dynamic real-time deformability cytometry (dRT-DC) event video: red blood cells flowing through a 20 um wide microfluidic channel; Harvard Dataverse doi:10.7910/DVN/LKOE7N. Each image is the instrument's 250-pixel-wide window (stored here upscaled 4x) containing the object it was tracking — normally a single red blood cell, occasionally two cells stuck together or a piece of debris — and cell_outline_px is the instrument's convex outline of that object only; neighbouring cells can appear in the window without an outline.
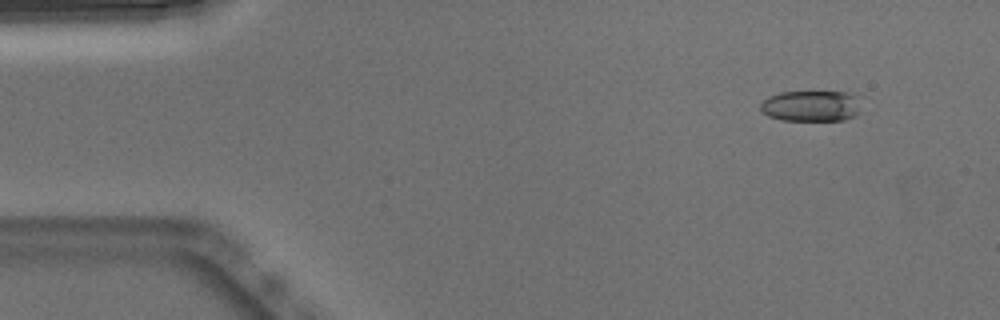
{"species": "Egyptian fruit bat (a non-hibernating species)", "species_latin": "Rousettus aegyptiacus", "temperature_condition": "warm", "stored_images_in_passage": 51, "camera_frame_rate_fps": 3000, "um_per_image_px": 0.085, "animal": {"sex": "male"}, "frame": {"image": 1, "passage_image": 4, "time_ms": 1.0, "image_size_px": [1000, 320], "cell_outline_px": [[860, 112], [856, 116], [844, 120], [780, 120], [768, 116], [760, 108], [760, 104], [768, 96], [780, 92], [844, 92], [852, 96]], "centroid_in_image_um": [68.87, 9.02], "position_along_channel_um": 16.1, "area_um2": 17.8}}
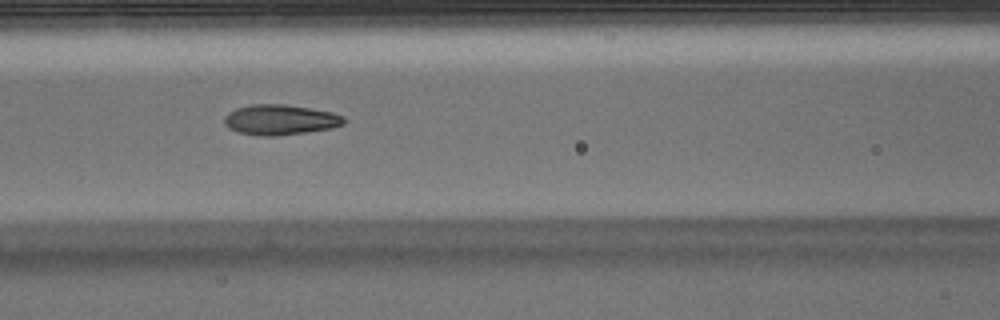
{"frame": {"image": 2, "passage_image": 21, "time_ms": 6.667, "image_size_px": [1000, 320], "cell_outline_px": [[344, 124], [332, 128], [308, 132], [276, 136], [256, 136], [240, 132], [228, 128], [224, 124], [224, 116], [228, 112], [236, 108], [252, 104], [284, 104], [332, 112], [344, 116]], "centroid_in_image_um": [23.79, 10.18], "position_along_channel_um": 142.8, "area_um2": 21.21}}
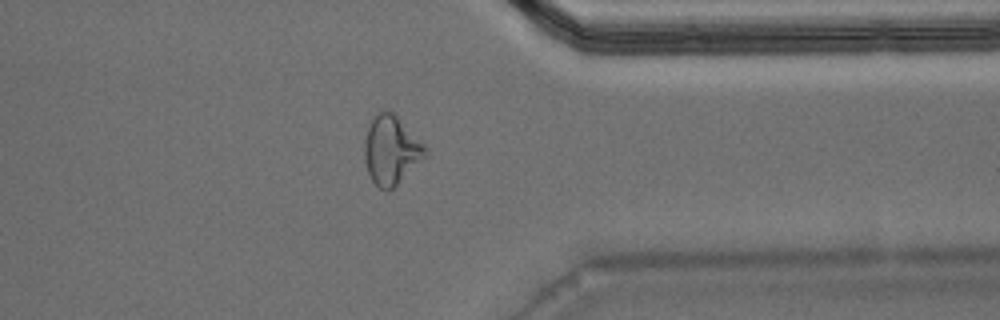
{"frame": {"image": 3, "passage_image": 40, "time_ms": 13.0, "image_size_px": [1000, 320], "cell_outline_px": [[428, 152], [388, 192], [380, 188], [372, 180], [368, 172], [364, 160], [364, 140], [368, 128], [376, 112], [392, 112], [428, 148]], "centroid_in_image_um": [33.21, 12.76], "position_along_channel_um": 378.2, "area_um2": 23.64}, "authors_computed_cell_mechanics": {"area_um2": 20.6346, "velocity_mm_per_s": 3.8495, "shape_relaxation_time_tau1_ms": 5.8277, "shape_relaxation_time_tau2_ms": 1.3194, "deformation_change_tau1": 0.214, "deformation_change_tau2": 0.0872}}